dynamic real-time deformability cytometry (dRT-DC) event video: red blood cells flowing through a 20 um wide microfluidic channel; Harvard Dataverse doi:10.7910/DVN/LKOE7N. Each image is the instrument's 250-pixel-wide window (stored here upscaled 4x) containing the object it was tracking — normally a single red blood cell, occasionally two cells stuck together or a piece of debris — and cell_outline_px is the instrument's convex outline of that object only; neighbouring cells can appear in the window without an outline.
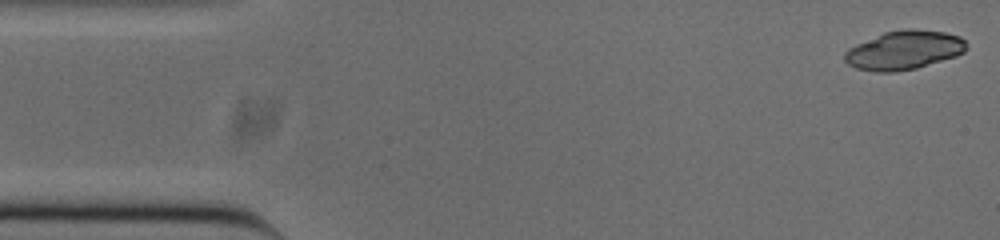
{"species": "common noctule bat (a hibernating species)", "species_latin": "Nyctalus noctula", "temperature_condition": "cold", "stored_images_in_passage": 51, "camera_frame_rate_fps": 3000, "um_per_image_px": 0.085, "animal": {"sex": "male", "body_mass_g": 20.0, "forearm_length_mm": 53.3}, "frame": {"image": 1, "passage_image": 1, "time_ms": 0.0, "image_size_px": [1000, 240], "cell_outline_px": [[968, 48], [964, 52], [956, 56], [916, 68], [896, 72], [876, 72], [856, 68], [848, 64], [844, 60], [844, 52], [848, 48], [856, 44], [884, 32], [904, 28], [912, 28], [944, 32], [960, 36], [968, 44]], "centroid_in_image_um": [76.85, 4.26], "position_along_channel_um": 8.2, "area_um2": 27.8}}
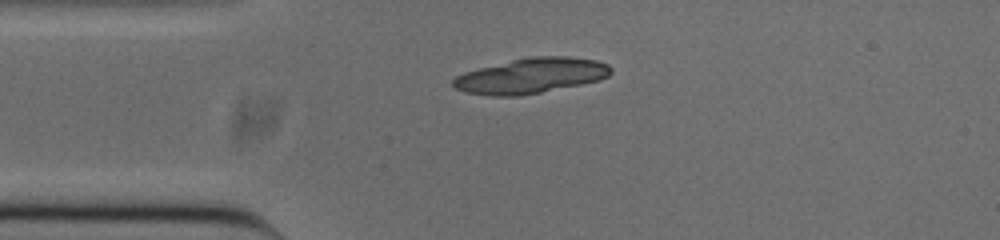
{"frame": {"image": 2, "passage_image": 11, "time_ms": 3.333, "image_size_px": [1000, 240], "cell_outline_px": [[612, 72], [608, 76], [600, 80], [540, 92], [516, 96], [492, 96], [464, 92], [456, 88], [452, 84], [452, 80], [456, 76], [464, 72], [528, 56], [568, 56], [596, 60], [608, 64], [612, 68]], "centroid_in_image_um": [45.15, 6.43], "position_along_channel_um": 39.9, "area_um2": 32.25}}